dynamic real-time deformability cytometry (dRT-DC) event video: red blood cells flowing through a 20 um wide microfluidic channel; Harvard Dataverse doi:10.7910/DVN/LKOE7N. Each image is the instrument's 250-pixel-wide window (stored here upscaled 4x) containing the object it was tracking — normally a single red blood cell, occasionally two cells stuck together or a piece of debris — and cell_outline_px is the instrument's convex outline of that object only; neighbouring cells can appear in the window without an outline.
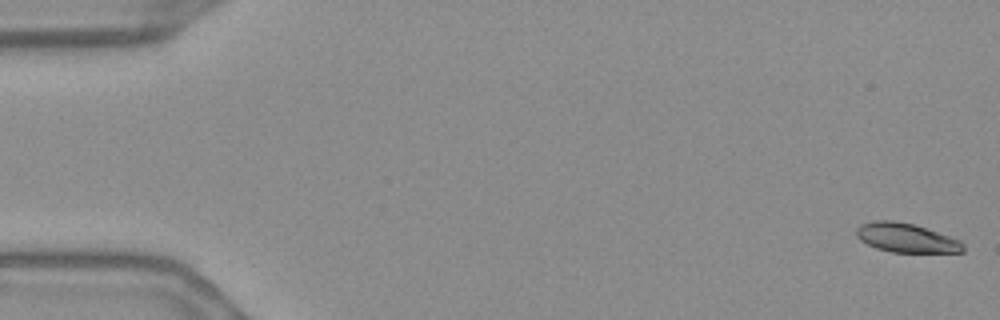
{"species": "Egyptian fruit bat (a non-hibernating species)", "species_latin": "Rousettus aegyptiacus", "temperature_condition": "warm", "stored_images_in_passage": 56, "camera_frame_rate_fps": 3000, "um_per_image_px": 0.085, "frame": {"image": 1, "passage_image": 1, "time_ms": 0.0, "image_size_px": [1000, 320], "cell_outline_px": [[964, 252], [892, 252], [876, 248], [860, 240], [856, 236], [856, 228], [860, 224], [876, 220], [892, 220], [912, 224], [960, 240], [964, 244]], "centroid_in_image_um": [76.99, 20.22], "position_along_channel_um": 8.0, "area_um2": 17.92}}
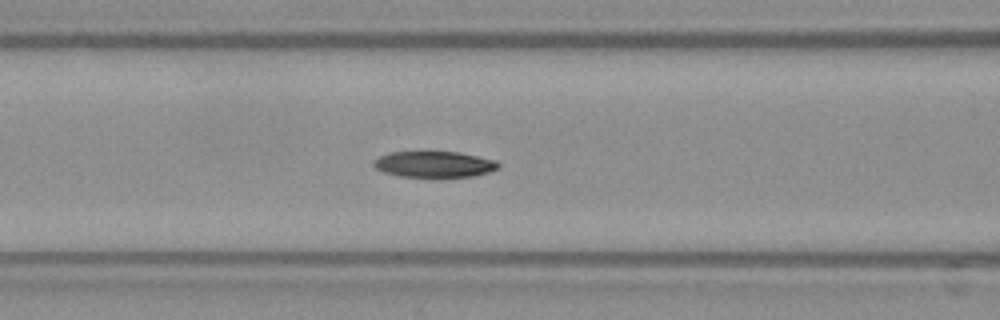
{"frame": {"image": 2, "passage_image": 23, "time_ms": 7.333, "image_size_px": [1000, 320], "cell_outline_px": [[500, 168], [488, 172], [472, 176], [400, 176], [384, 172], [376, 168], [372, 164], [372, 160], [388, 152], [460, 152], [496, 160], [500, 164]], "centroid_in_image_um": [36.91, 13.95], "position_along_channel_um": 129.7, "area_um2": 18.79}}
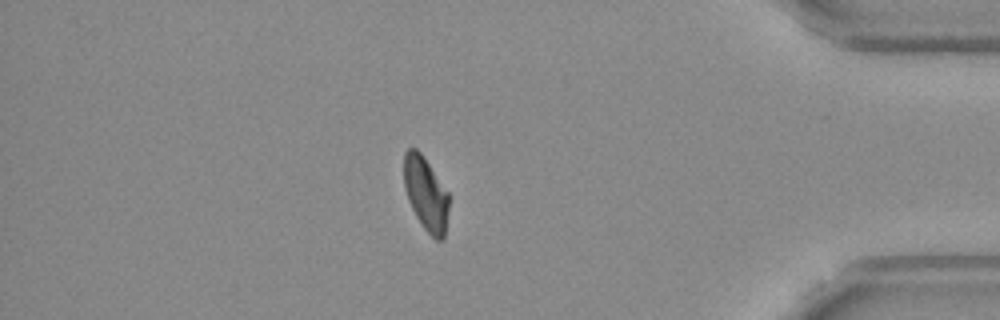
{"frame": {"image": 3, "passage_image": 48, "time_ms": 15.667, "image_size_px": [1000, 320], "cell_outline_px": [[448, 212], [444, 240], [436, 240], [424, 228], [416, 216], [408, 200], [404, 188], [404, 152], [408, 148], [416, 148], [420, 152], [448, 192]], "centroid_in_image_um": [36.19, 16.48], "position_along_channel_um": 399.0, "area_um2": 19.13}, "authors_computed_cell_mechanics": {"area_um2": 19.6231, "velocity_mm_per_s": 3.671, "shape_relaxation_time_tau1_ms": 3.2489, "shape_relaxation_time_tau2_ms": 6.1054, "deformation_change_tau1": 0.1409, "deformation_change_tau2": 0.116}}